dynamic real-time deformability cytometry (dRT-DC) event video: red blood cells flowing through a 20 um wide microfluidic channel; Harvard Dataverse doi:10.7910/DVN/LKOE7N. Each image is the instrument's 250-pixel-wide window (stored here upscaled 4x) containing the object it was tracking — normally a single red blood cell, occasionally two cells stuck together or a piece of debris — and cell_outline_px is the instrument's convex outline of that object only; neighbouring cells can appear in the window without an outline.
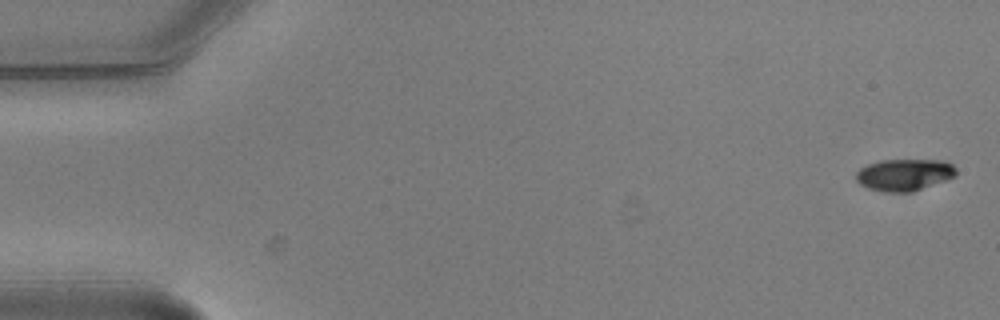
{"species": "common noctule bat (a hibernating species)", "species_latin": "Nyctalus noctula", "temperature_condition": "warm", "stored_images_in_passage": 5, "camera_frame_rate_fps": 3000, "um_per_image_px": 0.085, "animal": {"sex": "male", "body_mass_g": 20.5, "forearm_length_mm": 52.5}, "frame": {"image": 1, "passage_image": 1, "time_ms": 0.0, "image_size_px": [1000, 320], "cell_outline_px": [[956, 176], [948, 180], [912, 192], [884, 192], [868, 188], [860, 184], [856, 180], [856, 172], [860, 168], [868, 164], [880, 160], [940, 160], [952, 164], [956, 168]], "centroid_in_image_um": [76.88, 14.86], "position_along_channel_um": 8.1, "area_um2": 18.73}}
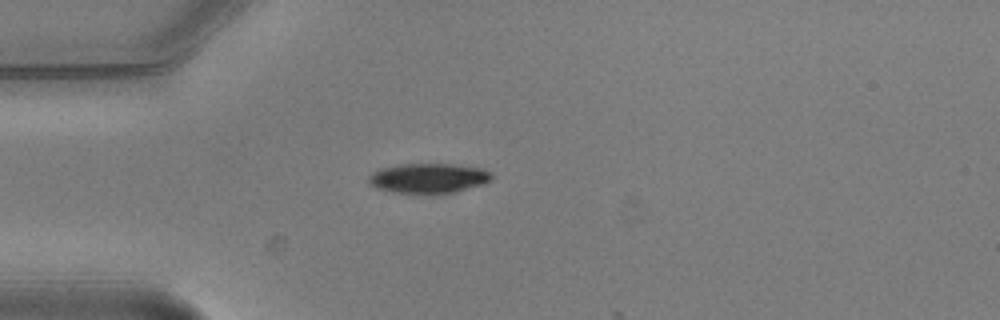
{"frame": {"image": 2, "passage_image": 5, "time_ms": 1.333, "image_size_px": [1000, 320], "cell_outline_px": [[492, 180], [484, 184], [456, 192], [440, 196], [392, 192], [376, 188], [368, 184], [368, 176], [372, 172], [380, 168], [400, 164], [452, 164], [480, 168], [492, 172]], "centroid_in_image_um": [36.41, 15.18], "position_along_channel_um": 48.6, "area_um2": 22.2}}